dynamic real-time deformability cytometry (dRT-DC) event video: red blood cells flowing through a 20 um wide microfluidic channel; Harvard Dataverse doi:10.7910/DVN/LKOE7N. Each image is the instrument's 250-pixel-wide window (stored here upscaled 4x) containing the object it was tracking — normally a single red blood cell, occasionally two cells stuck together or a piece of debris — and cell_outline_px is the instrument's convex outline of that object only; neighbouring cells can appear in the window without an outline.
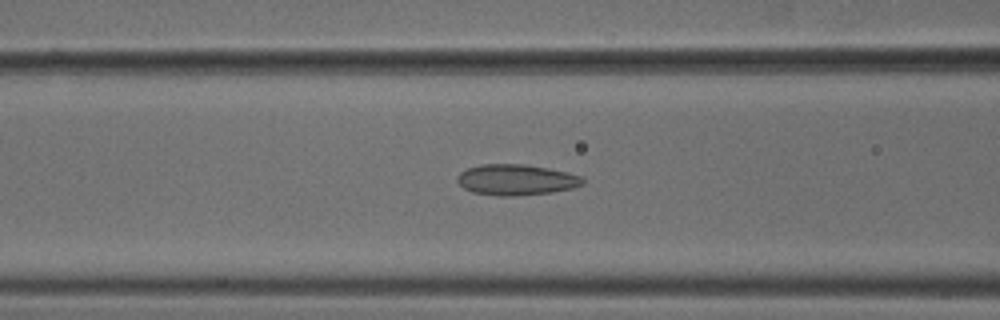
{"species": "common noctule bat (a hibernating species)", "species_latin": "Nyctalus noctula", "temperature_condition": "cold", "stored_images_in_passage": 54, "camera_frame_rate_fps": 3000, "um_per_image_px": 0.085, "animal": {"sex": "male", "body_mass_g": 18.8}, "frame": {"image": 1, "passage_image": 22, "time_ms": 7.0, "image_size_px": [1000, 320], "cell_outline_px": [[584, 184], [572, 188], [552, 192], [516, 196], [500, 196], [472, 192], [464, 188], [456, 180], [456, 176], [460, 172], [468, 168], [480, 164], [524, 164], [548, 168], [568, 172], [584, 176]], "centroid_in_image_um": [43.89, 15.28], "position_along_channel_um": 122.7, "area_um2": 22.72}}
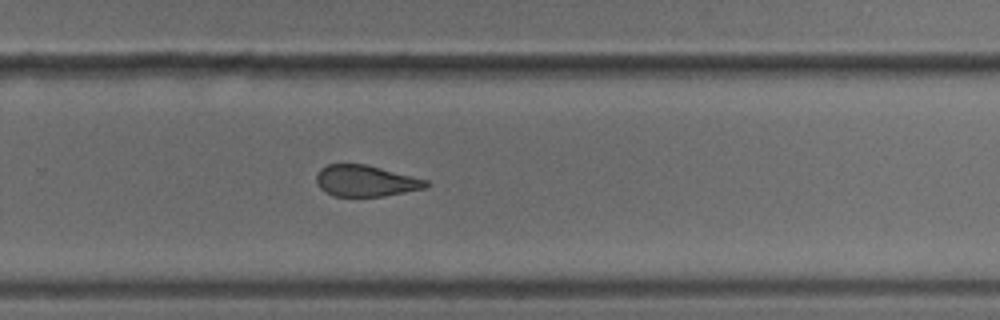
{"frame": {"image": 2, "passage_image": 36, "time_ms": 11.667, "image_size_px": [1000, 320], "cell_outline_px": [[432, 184], [424, 188], [384, 196], [332, 196], [320, 188], [316, 184], [316, 176], [320, 168], [328, 164], [364, 164], [428, 180]], "centroid_in_image_um": [31.06, 15.38], "position_along_channel_um": 298.7, "area_um2": 19.88}}
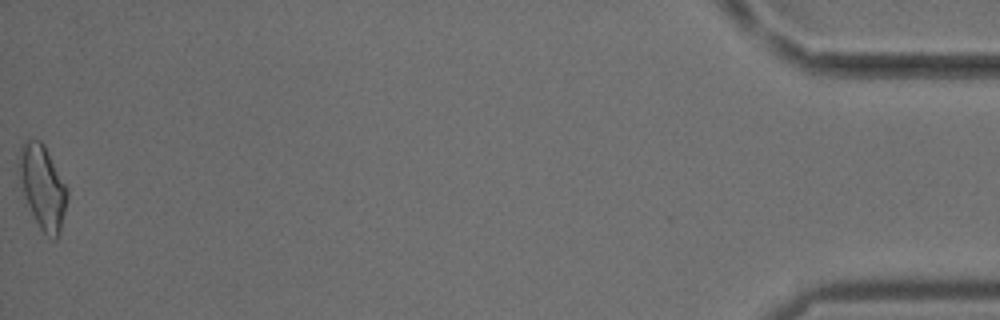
{"frame": {"image": 3, "passage_image": 54, "time_ms": 17.667, "image_size_px": [1000, 320], "cell_outline_px": [[68, 200], [60, 232], [56, 240], [52, 240], [40, 228], [24, 204], [20, 188], [16, 168], [16, 160], [20, 148], [24, 140], [40, 140], [44, 144], [68, 188]], "centroid_in_image_um": [3.57, 15.9], "position_along_channel_um": 431.6, "area_um2": 24.62}, "authors_computed_cell_mechanics": {"area_um2": 22.1085, "velocity_mm_per_s": 3.7715, "shape_relaxation_time_tau1_ms": 9.0002, "shape_relaxation_time_tau2_ms": 2.0558, "deformation_change_tau1": 0.1548, "deformation_change_tau2": 0.0948}}